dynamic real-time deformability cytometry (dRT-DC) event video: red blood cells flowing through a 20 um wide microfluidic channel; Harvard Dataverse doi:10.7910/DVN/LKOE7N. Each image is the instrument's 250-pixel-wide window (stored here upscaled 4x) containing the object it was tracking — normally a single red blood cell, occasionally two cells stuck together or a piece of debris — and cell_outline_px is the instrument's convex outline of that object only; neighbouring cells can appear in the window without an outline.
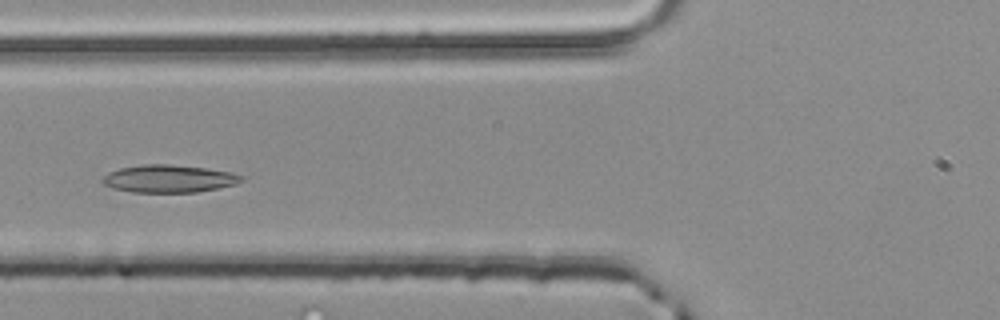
{"species": "common noctule bat (a hibernating species)", "species_latin": "Nyctalus noctula", "temperature_condition": "room temperature", "stored_images_in_passage": 46, "camera_frame_rate_fps": 3000, "um_per_image_px": 0.085, "animal": {"sex": "male", "body_mass_g": 20.4}, "frame": {"image": 1, "passage_image": 14, "time_ms": 4.333, "image_size_px": [1000, 320], "cell_outline_px": [[244, 180], [236, 184], [196, 192], [132, 192], [112, 188], [104, 184], [100, 180], [104, 176], [120, 168], [144, 164], [168, 164], [204, 168], [232, 172], [244, 176]], "centroid_in_image_um": [14.37, 15.19], "position_along_channel_um": 111.4, "area_um2": 22.2}}
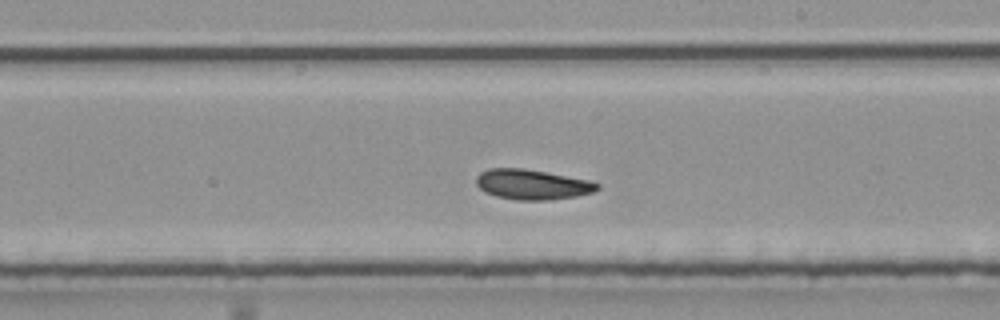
{"frame": {"image": 2, "passage_image": 24, "time_ms": 7.667, "image_size_px": [1000, 320], "cell_outline_px": [[600, 188], [592, 192], [576, 196], [548, 200], [516, 200], [496, 196], [484, 192], [476, 184], [476, 176], [480, 172], [488, 168], [524, 168], [588, 180], [600, 184]], "centroid_in_image_um": [45.2, 15.68], "position_along_channel_um": 243.8, "area_um2": 21.21}}
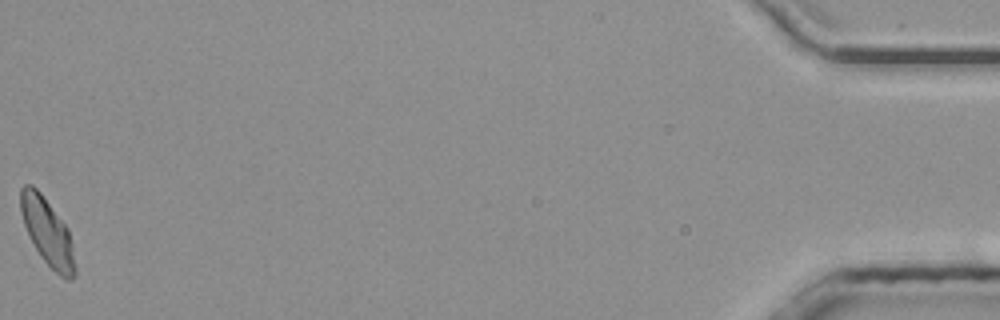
{"frame": {"image": 3, "passage_image": 46, "time_ms": 15.0, "image_size_px": [1000, 320], "cell_outline_px": [[76, 276], [72, 280], [68, 280], [60, 276], [40, 256], [24, 224], [20, 208], [20, 188], [24, 184], [32, 184], [40, 192], [68, 228], [72, 244], [76, 272]], "centroid_in_image_um": [4.04, 19.72], "position_along_channel_um": 431.2, "area_um2": 20.98}, "authors_computed_cell_mechanics": {"area_um2": 21.1837, "velocity_mm_per_s": 3.9799, "shape_relaxation_time_tau1_ms": 9.8769, "shape_relaxation_time_tau2_ms": 7.819, "deformation_change_tau1": 0.1588, "deformation_change_tau2": 0.1571}}